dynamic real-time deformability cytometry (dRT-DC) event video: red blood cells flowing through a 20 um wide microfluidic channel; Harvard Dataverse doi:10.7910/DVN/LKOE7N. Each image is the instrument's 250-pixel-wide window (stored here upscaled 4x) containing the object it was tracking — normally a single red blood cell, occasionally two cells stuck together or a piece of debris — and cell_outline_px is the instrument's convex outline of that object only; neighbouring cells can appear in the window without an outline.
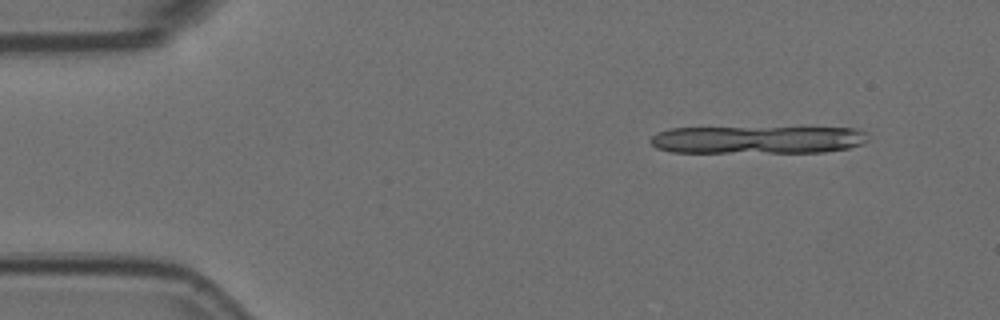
{"species": "Egyptian fruit bat (a non-hibernating species)", "species_latin": "Rousettus aegyptiacus", "temperature_condition": "room temperature", "stored_images_in_passage": 4, "camera_frame_rate_fps": 3000, "um_per_image_px": 0.085, "animal": {"sex": "female"}, "frame": {"image": 1, "passage_image": 1, "time_ms": 0.0, "image_size_px": [1000, 320], "cell_outline_px": [[872, 140], [864, 144], [848, 148], [824, 152], [672, 152], [656, 148], [648, 140], [656, 132], [668, 128], [856, 128], [864, 132]], "centroid_in_image_um": [64.41, 11.88], "position_along_channel_um": 20.6, "area_um2": 35.32}}
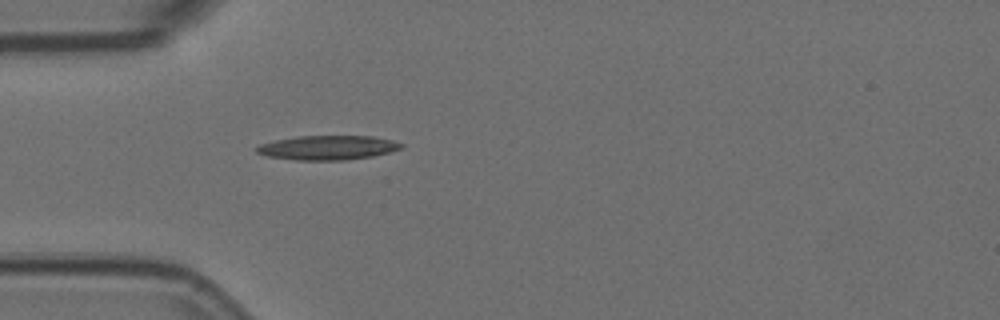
{"frame": {"image": 2, "passage_image": 4, "time_ms": 1.0, "image_size_px": [1000, 320], "cell_outline_px": [[404, 148], [372, 156], [344, 160], [296, 160], [268, 156], [256, 152], [256, 148], [260, 144], [276, 140], [300, 136], [372, 136], [392, 140], [404, 144]], "centroid_in_image_um": [27.88, 12.55], "position_along_channel_um": 57.1, "area_um2": 20.35}}